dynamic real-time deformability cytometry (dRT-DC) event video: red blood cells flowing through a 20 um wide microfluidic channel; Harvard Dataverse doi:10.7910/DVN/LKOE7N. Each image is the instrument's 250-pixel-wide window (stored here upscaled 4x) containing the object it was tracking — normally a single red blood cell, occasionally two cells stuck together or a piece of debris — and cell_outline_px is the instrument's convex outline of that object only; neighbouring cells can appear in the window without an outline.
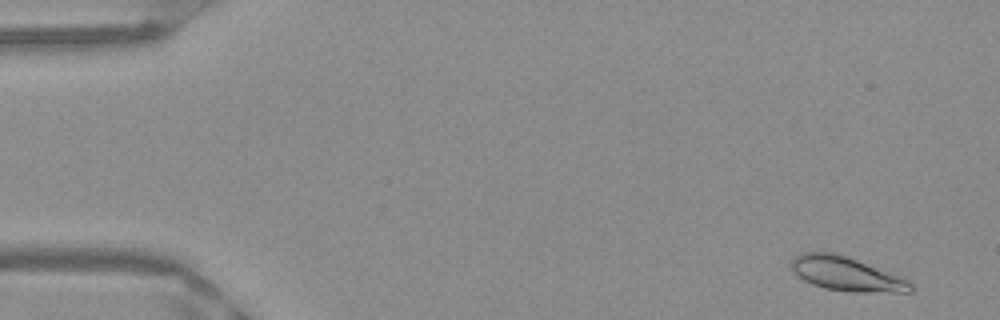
{"species": "Egyptian fruit bat (a non-hibernating species)", "species_latin": "Rousettus aegyptiacus", "temperature_condition": "warm", "stored_images_in_passage": 51, "camera_frame_rate_fps": 3000, "um_per_image_px": 0.085, "frame": {"image": 1, "passage_image": 3, "time_ms": 0.667, "image_size_px": [1000, 320], "cell_outline_px": [[912, 292], [848, 292], [824, 288], [812, 284], [804, 280], [792, 272], [788, 264], [792, 256], [800, 252], [836, 252], [848, 256], [900, 276], [908, 280], [912, 284]], "centroid_in_image_um": [71.87, 23.26], "position_along_channel_um": 13.1, "area_um2": 24.16}}
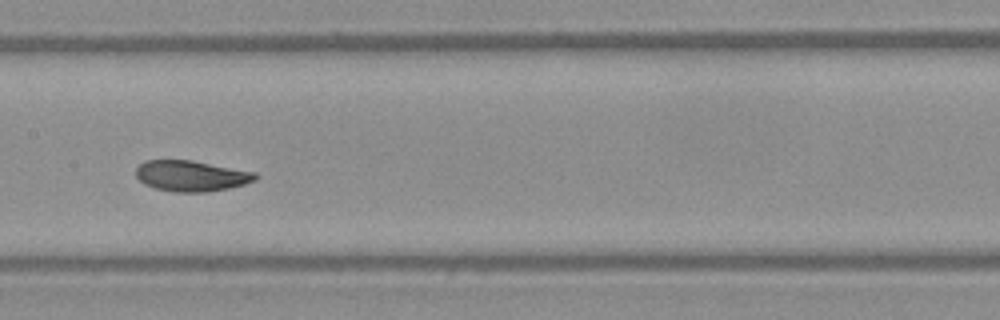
{"frame": {"image": 2, "passage_image": 26, "time_ms": 8.333, "image_size_px": [1000, 320], "cell_outline_px": [[260, 176], [256, 180], [244, 184], [228, 188], [208, 192], [176, 192], [156, 188], [144, 184], [136, 176], [136, 168], [144, 160], [192, 160], [256, 172]], "centroid_in_image_um": [16.28, 14.94], "position_along_channel_um": 191.1, "area_um2": 21.5}}
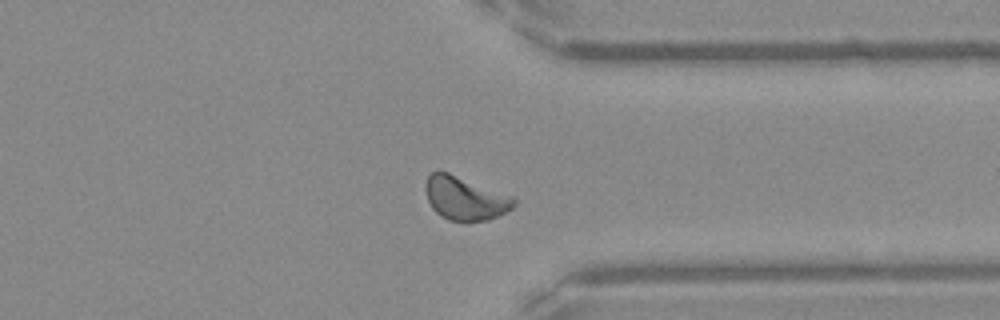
{"frame": {"image": 3, "passage_image": 40, "time_ms": 13.0, "image_size_px": [1000, 320], "cell_outline_px": [[516, 204], [512, 208], [488, 220], [468, 224], [464, 224], [448, 220], [440, 216], [432, 208], [428, 200], [424, 188], [424, 184], [428, 176], [432, 172], [448, 172], [516, 196]], "centroid_in_image_um": [39.55, 16.89], "position_along_channel_um": 371.9, "area_um2": 23.12}, "authors_computed_cell_mechanics": {"area_um2": 21.964, "velocity_mm_per_s": 3.9286, "shape_relaxation_time_tau1_ms": 3.6962, "shape_relaxation_time_tau2_ms": 1.8841, "deformation_change_tau1": 0.125, "deformation_change_tau2": 0.0408}}